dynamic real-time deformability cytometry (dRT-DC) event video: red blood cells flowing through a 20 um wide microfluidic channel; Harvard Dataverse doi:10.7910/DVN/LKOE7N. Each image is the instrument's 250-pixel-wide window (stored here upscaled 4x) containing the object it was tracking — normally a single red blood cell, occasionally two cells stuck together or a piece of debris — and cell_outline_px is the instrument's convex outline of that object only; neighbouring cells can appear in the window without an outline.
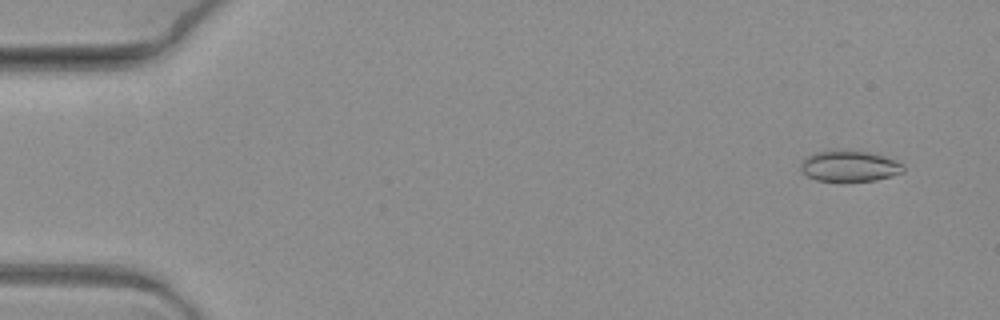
{"species": "common noctule bat (a hibernating species)", "species_latin": "Nyctalus noctula", "temperature_condition": "warm", "stored_images_in_passage": 7, "camera_frame_rate_fps": 3000, "um_per_image_px": 0.085, "animal": {"sex": "female", "body_mass_g": 19.3, "forearm_length_mm": 54.1}, "frame": {"image": 1, "passage_image": 2, "time_ms": 0.333, "image_size_px": [1000, 320], "cell_outline_px": [[904, 172], [892, 176], [876, 180], [844, 184], [840, 184], [816, 180], [800, 172], [800, 164], [808, 156], [816, 152], [832, 148], [848, 148], [868, 152], [884, 156], [900, 164], [904, 168]], "centroid_in_image_um": [72.14, 14.13], "position_along_channel_um": 12.9, "area_um2": 19.59}}
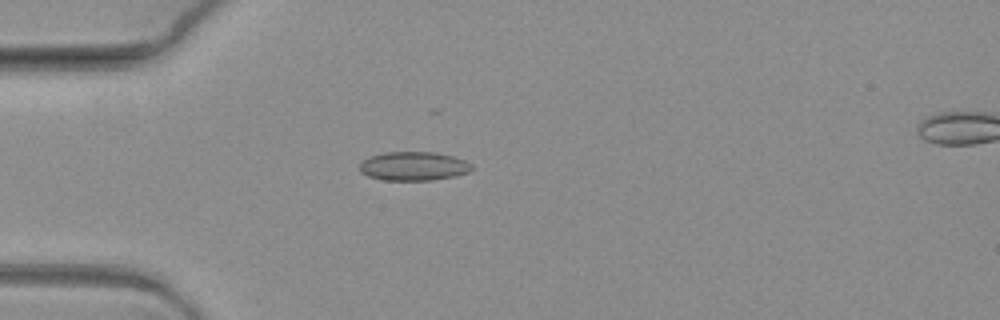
{"frame": {"image": 2, "passage_image": 6, "time_ms": 1.667, "image_size_px": [1000, 320], "cell_outline_px": [[472, 168], [468, 172], [456, 176], [432, 180], [384, 180], [368, 176], [360, 172], [360, 164], [364, 160], [372, 156], [384, 152], [436, 152], [452, 156], [464, 160], [472, 164]], "centroid_in_image_um": [35.17, 14.12], "position_along_channel_um": 49.8, "area_um2": 18.79}}